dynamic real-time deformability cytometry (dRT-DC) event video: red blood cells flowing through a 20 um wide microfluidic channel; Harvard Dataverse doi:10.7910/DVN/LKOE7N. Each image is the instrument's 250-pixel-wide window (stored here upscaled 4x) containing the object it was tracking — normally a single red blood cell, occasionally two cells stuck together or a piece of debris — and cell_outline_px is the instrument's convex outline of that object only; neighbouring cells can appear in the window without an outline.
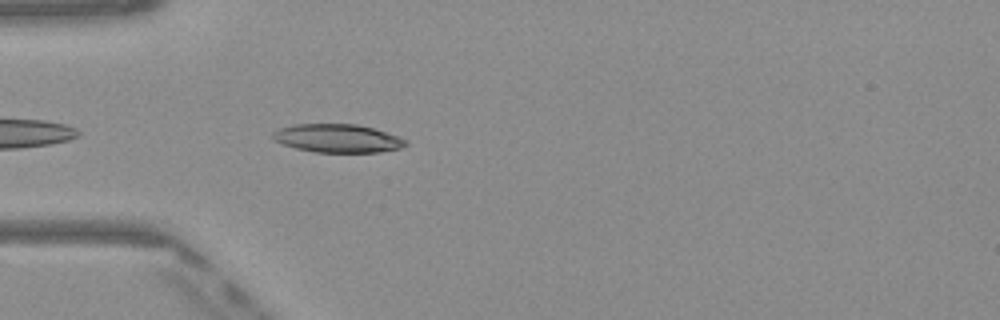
{"species": "Egyptian fruit bat (a non-hibernating species)", "species_latin": "Rousettus aegyptiacus", "temperature_condition": "warm", "stored_images_in_passage": 9, "camera_frame_rate_fps": 3000, "um_per_image_px": 0.085, "frame": {"image": 1, "passage_image": 3, "time_ms": 0.667, "image_size_px": [1000, 320], "cell_outline_px": [[408, 144], [400, 148], [380, 152], [316, 152], [296, 148], [284, 144], [276, 140], [272, 136], [272, 132], [280, 128], [296, 124], [356, 124], [372, 128], [396, 136], [404, 140]], "centroid_in_image_um": [28.67, 11.76], "position_along_channel_um": 56.3, "area_um2": 21.56}}
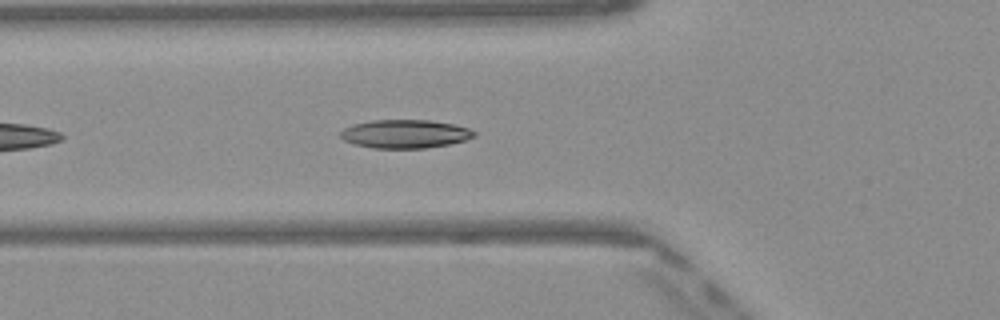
{"frame": {"image": 2, "passage_image": 6, "time_ms": 1.667, "image_size_px": [1000, 320], "cell_outline_px": [[476, 136], [464, 140], [448, 144], [424, 148], [372, 148], [352, 144], [344, 140], [340, 136], [340, 132], [344, 128], [352, 124], [372, 120], [428, 120], [452, 124], [468, 128], [476, 132]], "centroid_in_image_um": [34.39, 11.38], "position_along_channel_um": 91.4, "area_um2": 22.14}}